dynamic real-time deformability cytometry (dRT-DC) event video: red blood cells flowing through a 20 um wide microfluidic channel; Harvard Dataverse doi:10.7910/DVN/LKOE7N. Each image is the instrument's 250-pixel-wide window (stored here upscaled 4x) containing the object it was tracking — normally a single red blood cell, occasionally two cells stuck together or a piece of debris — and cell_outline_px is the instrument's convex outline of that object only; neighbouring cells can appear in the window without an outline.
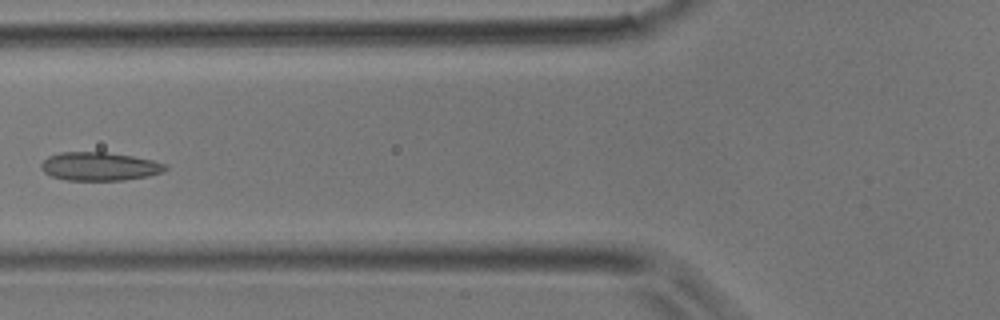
{"species": "common noctule bat (a hibernating species)", "species_latin": "Nyctalus noctula", "temperature_condition": "room temperature", "stored_images_in_passage": 4, "camera_frame_rate_fps": 3000, "um_per_image_px": 0.085, "animal": {"sex": "male", "body_mass_g": 17.9}, "frame": {"image": 1, "passage_image": 4, "time_ms": 1.0, "image_size_px": [1000, 320], "cell_outline_px": [[168, 168], [164, 172], [148, 176], [124, 180], [68, 180], [52, 176], [44, 172], [40, 168], [40, 164], [48, 156], [60, 152], [104, 152], [132, 156], [152, 160], [164, 164]], "centroid_in_image_um": [8.44, 14.14], "position_along_channel_um": 117.4, "area_um2": 20.52}}